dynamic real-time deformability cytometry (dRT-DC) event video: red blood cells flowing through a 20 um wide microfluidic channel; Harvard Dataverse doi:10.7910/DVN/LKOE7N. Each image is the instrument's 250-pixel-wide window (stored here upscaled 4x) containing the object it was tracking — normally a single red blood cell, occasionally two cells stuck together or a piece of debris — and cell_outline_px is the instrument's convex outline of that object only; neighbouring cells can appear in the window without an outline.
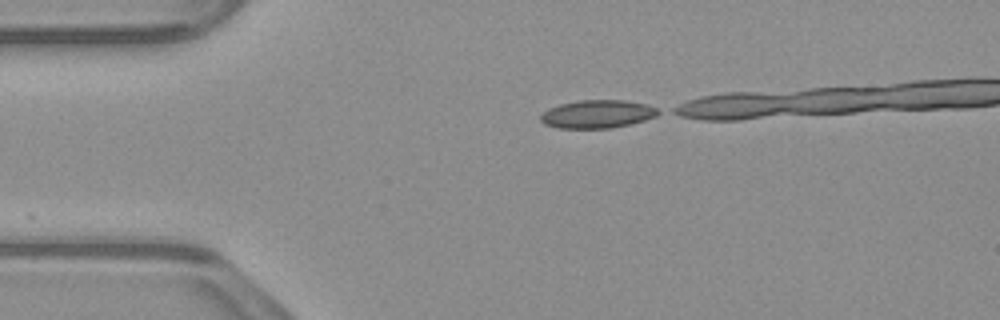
{"species": "common noctule bat (a hibernating species)", "species_latin": "Nyctalus noctula", "temperature_condition": "warm", "stored_images_in_passage": 11, "camera_frame_rate_fps": 3000, "um_per_image_px": 0.085, "animal": {"sex": "male", "body_mass_g": 23.1, "forearm_length_mm": 52.7}, "frame": {"image": 1, "passage_image": 1, "time_ms": 0.0, "image_size_px": [1000, 320], "cell_outline_px": [[664, 112], [656, 116], [644, 120], [612, 128], [556, 128], [544, 124], [540, 120], [540, 116], [548, 108], [560, 104], [580, 100], [624, 100], [648, 104]], "centroid_in_image_um": [50.79, 9.69], "position_along_channel_um": 34.2, "area_um2": 19.36}}
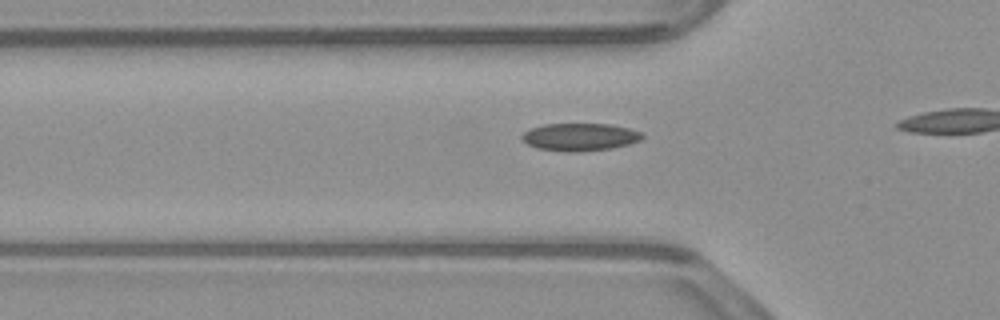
{"frame": {"image": 2, "passage_image": 7, "time_ms": 2.0, "image_size_px": [1000, 320], "cell_outline_px": [[644, 136], [640, 140], [628, 144], [612, 148], [580, 152], [568, 152], [536, 148], [528, 144], [520, 136], [524, 132], [532, 128], [544, 124], [612, 124], [628, 128], [640, 132]], "centroid_in_image_um": [49.29, 11.65], "position_along_channel_um": 76.5, "area_um2": 19.31}}
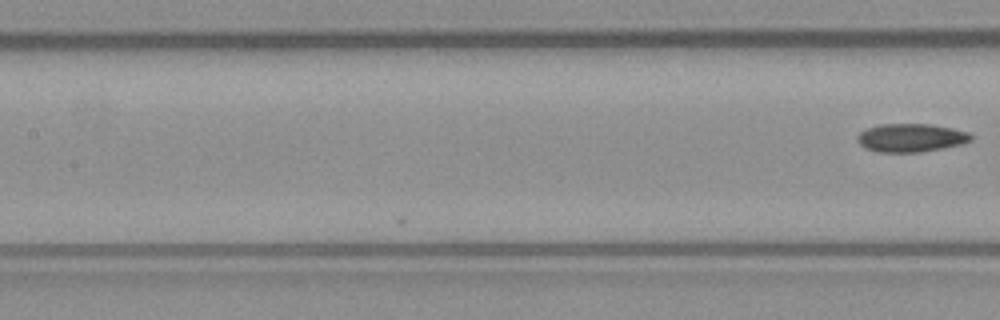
{"frame": {"image": 3, "passage_image": 11, "time_ms": 3.333, "image_size_px": [1000, 320], "cell_outline_px": [[972, 140], [964, 144], [944, 148], [920, 152], [876, 152], [864, 148], [856, 140], [856, 136], [860, 132], [868, 128], [880, 124], [928, 124], [952, 128], [968, 132], [972, 136]], "centroid_in_image_um": [77.42, 11.72], "position_along_channel_um": 130.0, "area_um2": 18.9}}